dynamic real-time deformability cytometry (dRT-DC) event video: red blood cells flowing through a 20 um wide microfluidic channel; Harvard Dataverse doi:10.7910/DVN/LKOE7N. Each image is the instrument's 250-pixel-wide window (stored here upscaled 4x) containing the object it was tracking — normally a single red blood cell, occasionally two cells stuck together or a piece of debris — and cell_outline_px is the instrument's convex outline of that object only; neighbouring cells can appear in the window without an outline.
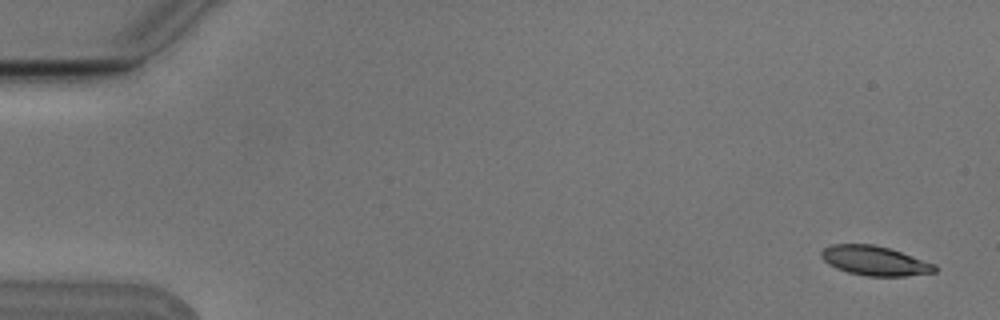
{"species": "Egyptian fruit bat (a non-hibernating species)", "species_latin": "Rousettus aegyptiacus", "temperature_condition": "cold", "stored_images_in_passage": 5, "camera_frame_rate_fps": 3000, "um_per_image_px": 0.085, "animal": {"sex": "male"}, "frame": {"image": 1, "passage_image": 1, "time_ms": 0.0, "image_size_px": [1000, 320], "cell_outline_px": [[936, 272], [904, 276], [868, 276], [848, 272], [836, 268], [828, 264], [820, 256], [820, 252], [824, 248], [832, 244], [872, 244], [888, 248], [936, 264]], "centroid_in_image_um": [74.33, 22.16], "position_along_channel_um": 10.7, "area_um2": 19.36}}
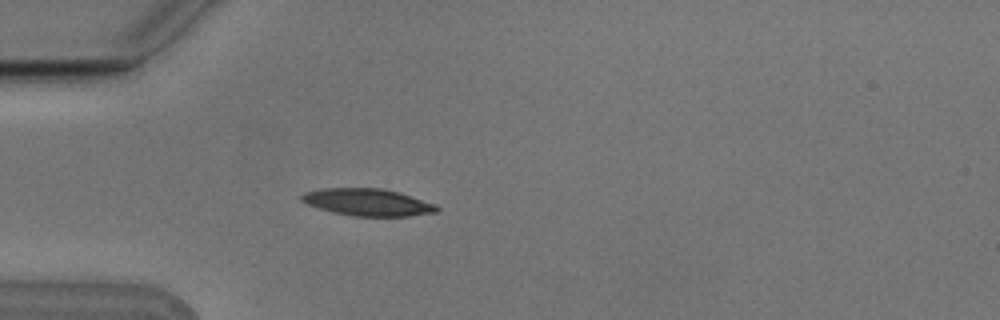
{"frame": {"image": 2, "passage_image": 5, "time_ms": 1.333, "image_size_px": [1000, 320], "cell_outline_px": [[440, 208], [436, 212], [408, 216], [352, 216], [332, 212], [308, 204], [300, 200], [300, 196], [304, 192], [324, 188], [380, 188], [396, 192], [436, 204]], "centroid_in_image_um": [31.23, 17.19], "position_along_channel_um": 53.8, "area_um2": 21.15}}